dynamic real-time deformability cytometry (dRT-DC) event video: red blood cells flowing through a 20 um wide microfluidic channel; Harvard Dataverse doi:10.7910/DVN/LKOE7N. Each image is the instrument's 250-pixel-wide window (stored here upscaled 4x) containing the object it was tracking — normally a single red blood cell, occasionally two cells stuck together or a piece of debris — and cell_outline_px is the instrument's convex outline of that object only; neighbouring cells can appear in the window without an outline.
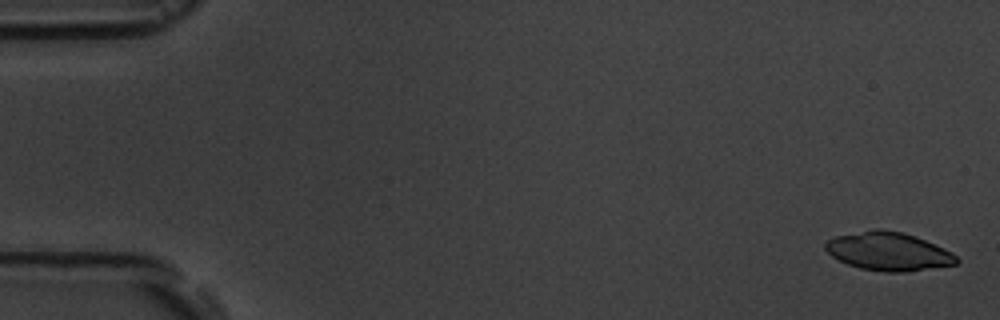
{"species": "common noctule bat (a hibernating species)", "species_latin": "Nyctalus noctula", "temperature_condition": "room temperature", "stored_images_in_passage": 6, "camera_frame_rate_fps": 3000, "um_per_image_px": 0.085, "animal": {"sex": "male", "body_mass_g": 19.5, "forearm_length_mm": 54.6}, "frame": {"image": 1, "passage_image": 1, "time_ms": 0.0, "image_size_px": [1000, 320], "cell_outline_px": [[960, 260], [956, 264], [904, 272], [884, 272], [860, 268], [848, 264], [832, 256], [824, 248], [824, 244], [828, 240], [836, 236], [872, 228], [880, 228], [904, 232], [916, 236], [944, 248], [952, 252]], "centroid_in_image_um": [75.52, 21.35], "position_along_channel_um": 9.5, "area_um2": 29.42}}